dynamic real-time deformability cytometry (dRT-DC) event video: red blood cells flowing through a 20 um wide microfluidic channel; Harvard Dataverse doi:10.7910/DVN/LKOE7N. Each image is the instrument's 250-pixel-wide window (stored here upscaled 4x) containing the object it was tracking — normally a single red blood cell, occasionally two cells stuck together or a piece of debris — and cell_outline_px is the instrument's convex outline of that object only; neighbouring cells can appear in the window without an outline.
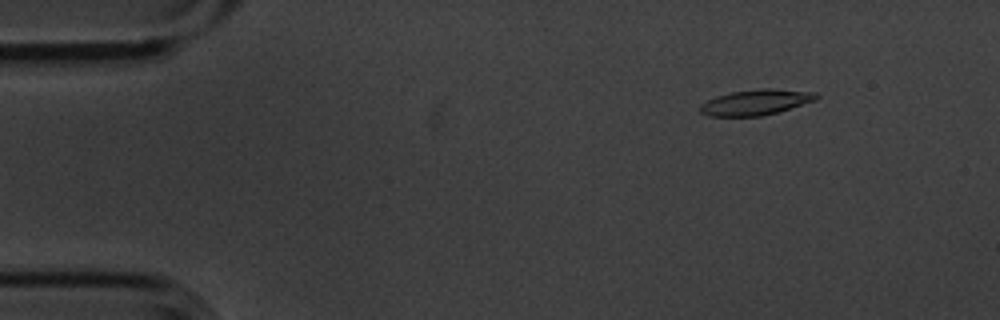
{"species": "common noctule bat (a hibernating species)", "species_latin": "Nyctalus noctula", "temperature_condition": "cold", "stored_images_in_passage": 9, "camera_frame_rate_fps": 3000, "um_per_image_px": 0.085, "animal": {"sex": "male", "body_mass_g": 20.1, "forearm_length_mm": 53.5}, "frame": {"image": 1, "passage_image": 1, "time_ms": 0.0, "image_size_px": [1000, 320], "cell_outline_px": [[820, 96], [816, 100], [764, 116], [708, 116], [700, 112], [700, 104], [716, 96], [732, 92], [760, 88], [768, 88], [816, 92]], "centroid_in_image_um": [64.25, 8.69], "position_along_channel_um": 20.7, "area_um2": 17.28}}
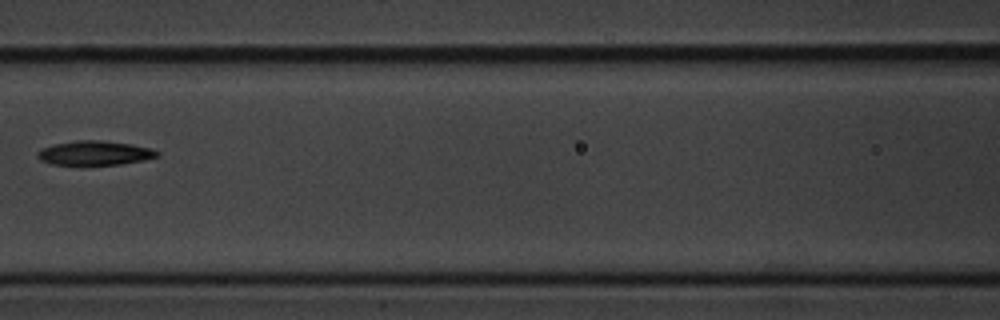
{"frame": {"image": 2, "passage_image": 6, "time_ms": 1.667, "image_size_px": [1000, 320], "cell_outline_px": [[160, 156], [144, 160], [120, 164], [52, 164], [40, 160], [36, 156], [36, 152], [40, 148], [56, 144], [76, 140], [100, 140], [132, 144], [152, 148], [160, 152]], "centroid_in_image_um": [8.07, 12.99], "position_along_channel_um": 158.5, "area_um2": 16.94}}
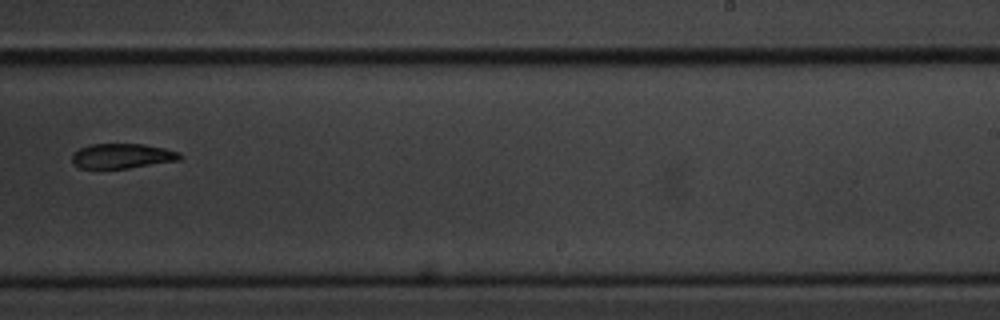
{"frame": {"image": 3, "passage_image": 9, "time_ms": 2.667, "image_size_px": [1000, 320], "cell_outline_px": [[184, 156], [180, 160], [128, 168], [80, 168], [72, 164], [72, 152], [80, 148], [92, 144], [144, 144], [164, 148], [180, 152]], "centroid_in_image_um": [10.39, 13.25], "position_along_channel_um": 278.6, "area_um2": 15.72}}